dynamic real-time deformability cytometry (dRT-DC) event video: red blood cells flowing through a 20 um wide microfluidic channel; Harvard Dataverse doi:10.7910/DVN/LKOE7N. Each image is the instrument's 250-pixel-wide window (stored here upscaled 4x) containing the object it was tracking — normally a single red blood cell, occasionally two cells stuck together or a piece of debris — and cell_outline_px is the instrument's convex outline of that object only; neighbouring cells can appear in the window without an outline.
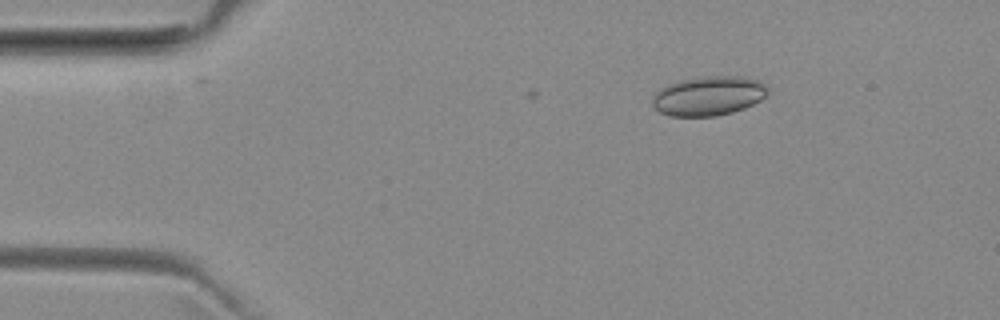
{"species": "common noctule bat (a hibernating species)", "species_latin": "Nyctalus noctula", "temperature_condition": "room temperature", "stored_images_in_passage": 6, "camera_frame_rate_fps": 3000, "um_per_image_px": 0.085, "animal": {"sex": "female", "body_mass_g": 29.2, "forearm_length_mm": 56.3}, "frame": {"image": 1, "passage_image": 2, "time_ms": 0.333, "image_size_px": [1000, 320], "cell_outline_px": [[768, 92], [760, 100], [744, 108], [732, 112], [716, 116], [668, 116], [660, 112], [652, 104], [652, 96], [660, 88], [668, 84], [680, 80], [704, 76], [744, 76], [760, 80], [768, 88]], "centroid_in_image_um": [60.22, 8.14], "position_along_channel_um": 24.8, "area_um2": 26.59}}